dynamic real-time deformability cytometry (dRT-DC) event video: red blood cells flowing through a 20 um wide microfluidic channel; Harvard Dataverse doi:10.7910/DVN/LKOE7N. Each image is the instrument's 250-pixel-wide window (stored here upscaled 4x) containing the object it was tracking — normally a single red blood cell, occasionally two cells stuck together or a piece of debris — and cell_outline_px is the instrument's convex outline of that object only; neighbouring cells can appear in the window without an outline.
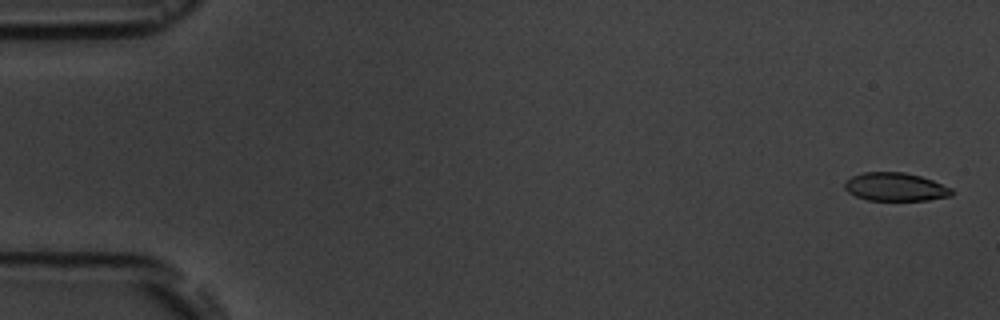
{"species": "common noctule bat (a hibernating species)", "species_latin": "Nyctalus noctula", "temperature_condition": "room temperature", "stored_images_in_passage": 5, "camera_frame_rate_fps": 3000, "um_per_image_px": 0.085, "animal": {"sex": "male", "body_mass_g": 19.5, "forearm_length_mm": 54.6}, "frame": {"image": 1, "passage_image": 1, "time_ms": 0.0, "image_size_px": [1000, 320], "cell_outline_px": [[952, 196], [928, 200], [868, 200], [856, 196], [848, 192], [844, 188], [844, 184], [852, 176], [864, 172], [904, 172], [920, 176], [932, 180], [952, 188]], "centroid_in_image_um": [76.11, 15.89], "position_along_channel_um": 8.9, "area_um2": 17.57}}